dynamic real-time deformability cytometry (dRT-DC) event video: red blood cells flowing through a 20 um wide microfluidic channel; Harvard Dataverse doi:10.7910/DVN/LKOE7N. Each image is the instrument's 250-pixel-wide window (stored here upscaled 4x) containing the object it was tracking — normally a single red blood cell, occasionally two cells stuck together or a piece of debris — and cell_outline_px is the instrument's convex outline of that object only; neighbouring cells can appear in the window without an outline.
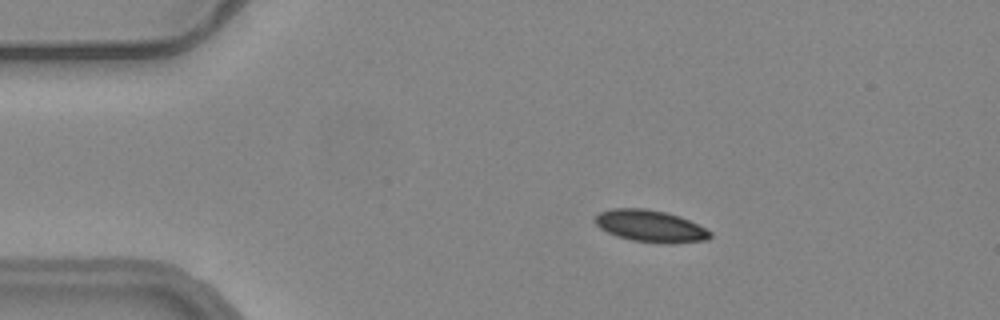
{"species": "common noctule bat (a hibernating species)", "species_latin": "Nyctalus noctula", "temperature_condition": "warm", "stored_images_in_passage": 46, "camera_frame_rate_fps": 3000, "um_per_image_px": 0.085, "animal": {"sex": "female", "body_mass_g": 24.6, "forearm_length_mm": 56.2}, "frame": {"image": 1, "passage_image": 1, "time_ms": 0.0, "image_size_px": [1000, 320], "cell_outline_px": [[712, 236], [708, 240], [668, 244], [664, 244], [632, 240], [616, 236], [600, 228], [596, 224], [596, 216], [600, 212], [612, 208], [644, 208], [664, 212], [680, 216], [712, 232]], "centroid_in_image_um": [55.3, 19.23], "position_along_channel_um": 29.7, "area_um2": 21.33}}
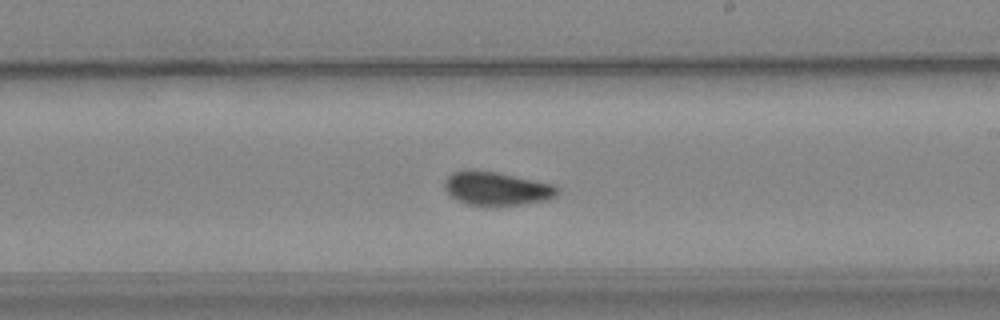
{"frame": {"image": 2, "passage_image": 23, "time_ms": 7.333, "image_size_px": [1000, 320], "cell_outline_px": [[560, 192], [556, 196], [548, 200], [524, 204], [496, 208], [484, 208], [464, 204], [448, 196], [444, 188], [444, 180], [452, 172], [460, 168], [476, 168], [500, 172], [556, 184], [560, 188]], "centroid_in_image_um": [42.18, 16.04], "position_along_channel_um": 246.8, "area_um2": 23.93}}
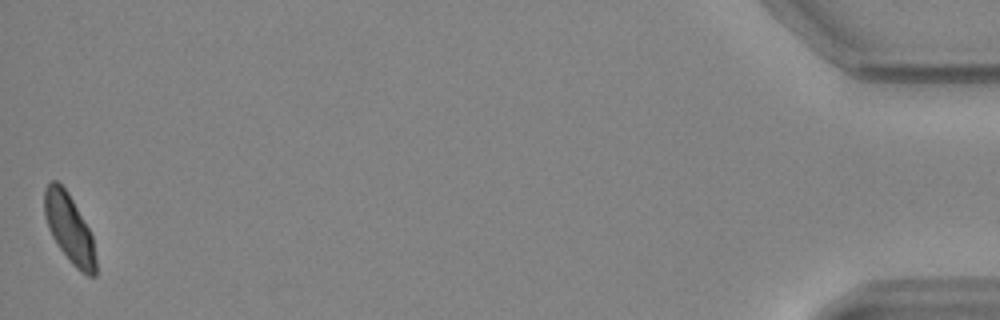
{"frame": {"image": 3, "passage_image": 46, "time_ms": 15.0, "image_size_px": [1000, 320], "cell_outline_px": [[96, 276], [88, 276], [80, 272], [68, 260], [52, 236], [48, 228], [44, 216], [44, 188], [52, 180], [56, 180], [68, 192], [88, 228], [92, 236], [96, 260]], "centroid_in_image_um": [5.88, 19.44], "position_along_channel_um": 429.3, "area_um2": 20.46}, "authors_computed_cell_mechanics": {"area_um2": 22.2819, "velocity_mm_per_s": 3.6925, "shape_relaxation_time_tau1_ms": null, "shape_relaxation_time_tau2_ms": 2.9238, "deformation_change_tau1": null, "deformation_change_tau2": 0.0722}}